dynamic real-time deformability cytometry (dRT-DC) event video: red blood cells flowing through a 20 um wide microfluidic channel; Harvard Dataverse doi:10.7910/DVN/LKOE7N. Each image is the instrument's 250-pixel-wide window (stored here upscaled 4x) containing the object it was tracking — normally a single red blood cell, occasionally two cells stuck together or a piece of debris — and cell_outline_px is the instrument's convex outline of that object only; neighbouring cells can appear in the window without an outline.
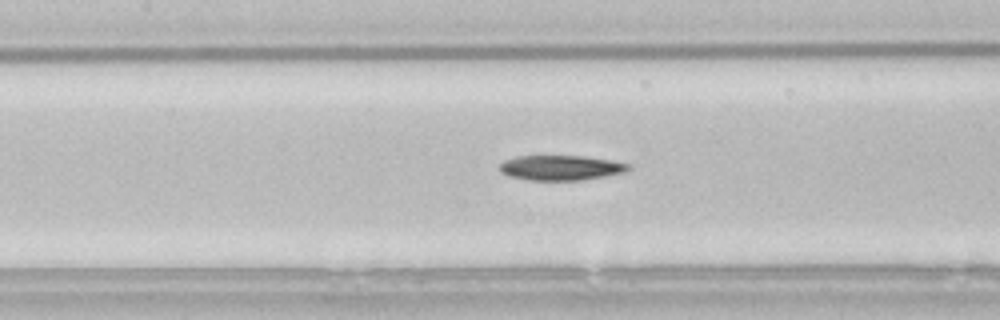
{"species": "common noctule bat (a hibernating species)", "species_latin": "Nyctalus noctula", "temperature_condition": "room temperature", "stored_images_in_passage": 36, "camera_frame_rate_fps": 3000, "um_per_image_px": 0.085, "animal": {"sex": "male", "body_mass_g": 21.5, "forearm_length_mm": 52.0}, "frame": {"image": 1, "passage_image": 13, "time_ms": 4.0, "image_size_px": [1000, 320], "cell_outline_px": [[632, 168], [624, 172], [604, 176], [580, 180], [528, 180], [508, 176], [500, 172], [500, 164], [504, 160], [516, 156], [584, 156], [612, 160], [628, 164]], "centroid_in_image_um": [47.64, 14.25], "position_along_channel_um": 159.8, "area_um2": 18.73}}
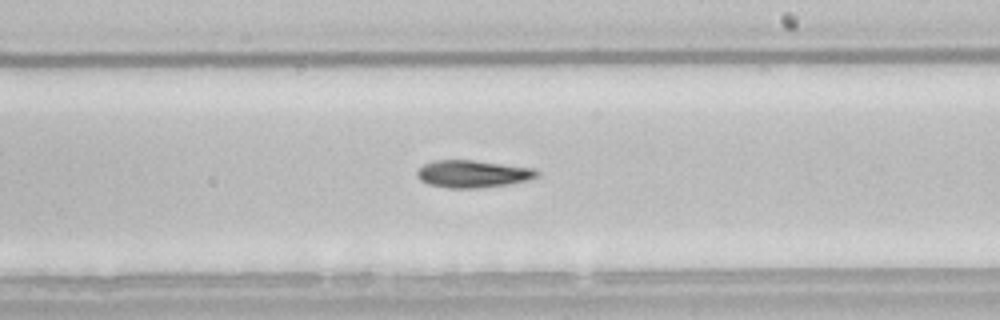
{"frame": {"image": 2, "passage_image": 20, "time_ms": 6.333, "image_size_px": [1000, 320], "cell_outline_px": [[540, 176], [528, 180], [508, 184], [476, 188], [448, 188], [428, 184], [420, 180], [416, 176], [416, 172], [424, 164], [432, 160], [476, 160], [536, 168], [540, 172]], "centroid_in_image_um": [40.21, 14.77], "position_along_channel_um": 248.8, "area_um2": 19.36}}
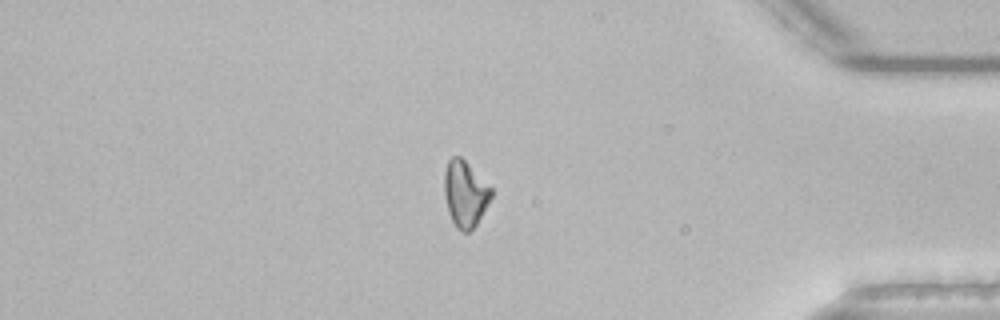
{"frame": {"image": 3, "passage_image": 34, "time_ms": 11.0, "image_size_px": [1000, 320], "cell_outline_px": [[492, 196], [476, 224], [468, 232], [460, 232], [456, 228], [448, 212], [444, 196], [444, 172], [448, 160], [452, 156], [460, 156], [492, 188]], "centroid_in_image_um": [39.51, 16.47], "position_along_channel_um": 395.7, "area_um2": 17.98}}